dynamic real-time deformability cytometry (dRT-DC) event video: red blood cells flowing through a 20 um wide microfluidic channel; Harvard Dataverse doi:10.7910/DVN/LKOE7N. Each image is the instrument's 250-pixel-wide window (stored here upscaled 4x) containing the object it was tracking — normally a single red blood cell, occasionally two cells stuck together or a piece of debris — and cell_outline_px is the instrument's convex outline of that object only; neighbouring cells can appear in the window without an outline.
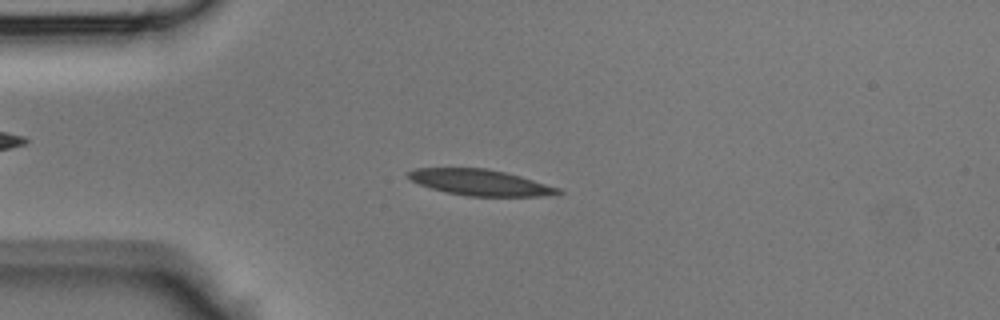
{"species": "Egyptian fruit bat (a non-hibernating species)", "species_latin": "Rousettus aegyptiacus", "temperature_condition": "room temperature", "stored_images_in_passage": 37, "camera_frame_rate_fps": 3000, "um_per_image_px": 0.085, "animal": {"sex": "male"}, "frame": {"image": 1, "passage_image": 5, "time_ms": 1.333, "image_size_px": [1000, 320], "cell_outline_px": [[564, 192], [544, 196], [468, 196], [448, 192], [432, 188], [420, 184], [412, 180], [404, 172], [412, 168], [488, 168], [520, 176], [560, 188]], "centroid_in_image_um": [40.8, 15.5], "position_along_channel_um": 44.2, "area_um2": 22.54}}
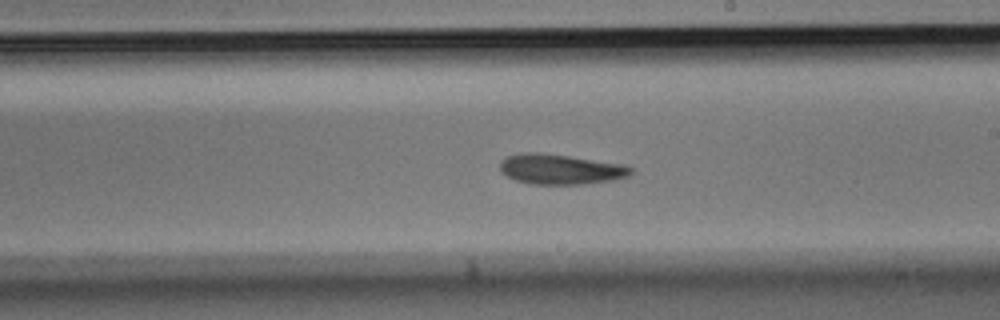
{"frame": {"image": 2, "passage_image": 19, "time_ms": 6.0, "image_size_px": [1000, 320], "cell_outline_px": [[632, 172], [628, 176], [612, 180], [584, 184], [532, 184], [516, 180], [500, 172], [500, 160], [508, 156], [520, 152], [540, 152], [624, 164], [632, 168]], "centroid_in_image_um": [47.61, 14.38], "position_along_channel_um": 241.4, "area_um2": 23.0}}
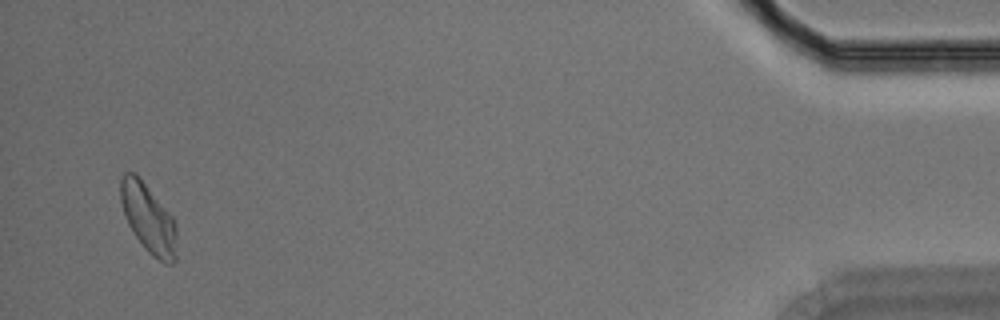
{"frame": {"image": 3, "passage_image": 36, "time_ms": 11.667, "image_size_px": [1000, 320], "cell_outline_px": [[176, 260], [172, 264], [164, 264], [152, 256], [144, 248], [128, 224], [124, 216], [120, 200], [120, 180], [124, 172], [136, 172], [172, 216], [176, 224]], "centroid_in_image_um": [12.61, 18.57], "position_along_channel_um": 422.6, "area_um2": 22.77}}